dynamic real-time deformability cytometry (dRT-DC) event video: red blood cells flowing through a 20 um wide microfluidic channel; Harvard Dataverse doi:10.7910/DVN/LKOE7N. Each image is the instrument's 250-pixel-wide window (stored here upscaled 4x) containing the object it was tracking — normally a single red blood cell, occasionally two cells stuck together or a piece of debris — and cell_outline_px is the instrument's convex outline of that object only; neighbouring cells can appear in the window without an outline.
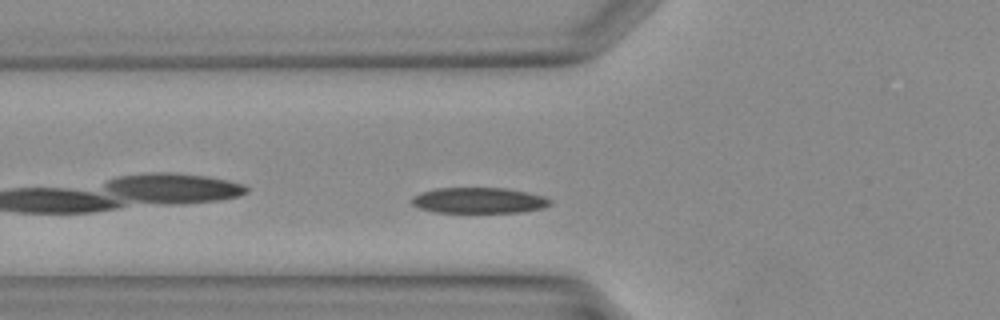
{"species": "Egyptian fruit bat (a non-hibernating species)", "species_latin": "Rousettus aegyptiacus", "temperature_condition": "warm", "stored_images_in_passage": 29, "segment_of_instrument_passage": [1, 2], "camera_frame_rate_fps": 3000, "um_per_image_px": 0.085, "animal": {"sex": "female"}, "frame": {"image": 1, "passage_image": 4, "time_ms": 1.0, "image_size_px": [1000, 320], "cell_outline_px": [[552, 204], [544, 208], [524, 212], [436, 212], [420, 208], [412, 204], [412, 196], [436, 188], [504, 188], [528, 192], [544, 196], [552, 200]], "centroid_in_image_um": [40.77, 17.04], "position_along_channel_um": 85.0, "area_um2": 20.75}}
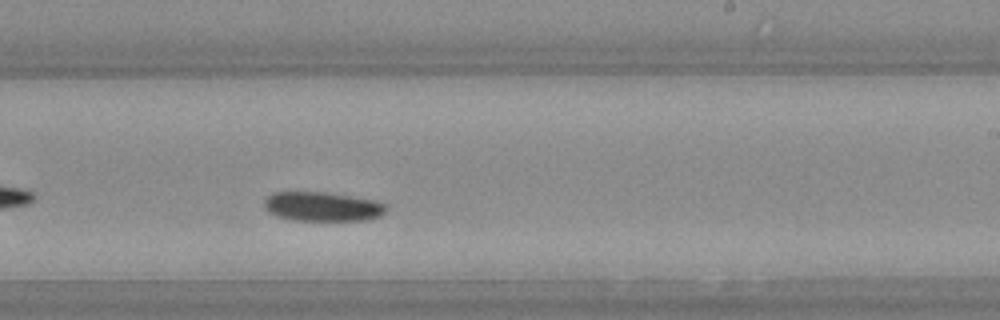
{"frame": {"image": 2, "passage_image": 14, "time_ms": 4.333, "image_size_px": [1000, 320], "cell_outline_px": [[388, 208], [380, 216], [368, 220], [292, 220], [276, 216], [268, 212], [264, 208], [264, 200], [268, 196], [276, 192], [324, 192], [376, 200], [388, 204]], "centroid_in_image_um": [27.42, 17.56], "position_along_channel_um": 261.6, "area_um2": 20.92}}
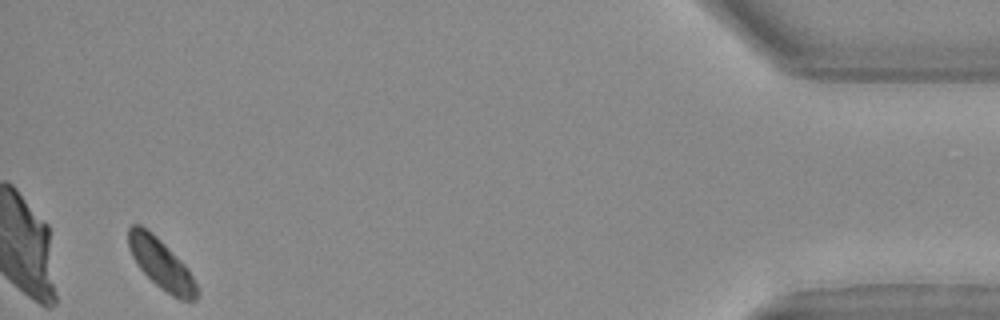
{"frame": {"image": 3, "passage_image": 27, "time_ms": 8.667, "image_size_px": [1000, 320], "cell_outline_px": [[200, 292], [196, 300], [180, 300], [172, 296], [160, 288], [140, 268], [132, 256], [128, 244], [128, 228], [132, 224], [140, 224], [152, 232], [188, 268]], "centroid_in_image_um": [13.71, 22.45], "position_along_channel_um": 421.5, "area_um2": 19.77}}